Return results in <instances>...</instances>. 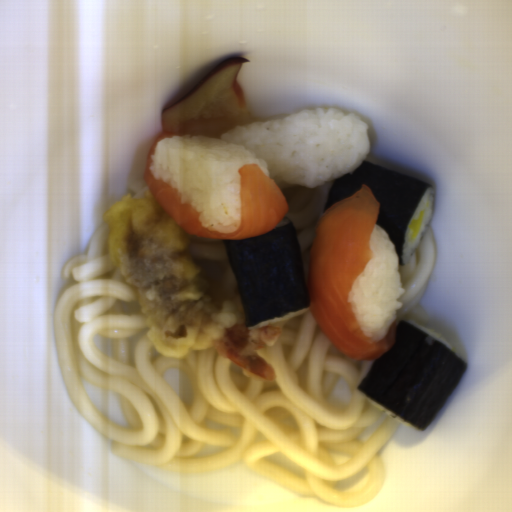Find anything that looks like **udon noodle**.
Masks as SVG:
<instances>
[{
    "label": "udon noodle",
    "instance_id": "udon-noodle-2",
    "mask_svg": "<svg viewBox=\"0 0 512 512\" xmlns=\"http://www.w3.org/2000/svg\"><path fill=\"white\" fill-rule=\"evenodd\" d=\"M435 261L434 238L428 223L410 260L404 265L398 262L397 271L404 292L398 299L402 308L396 311L395 329L401 321H412L425 329L429 317L419 301Z\"/></svg>",
    "mask_w": 512,
    "mask_h": 512
},
{
    "label": "udon noodle",
    "instance_id": "udon-noodle-3",
    "mask_svg": "<svg viewBox=\"0 0 512 512\" xmlns=\"http://www.w3.org/2000/svg\"><path fill=\"white\" fill-rule=\"evenodd\" d=\"M188 236L190 256L203 272L211 291L231 301L243 313L234 271L221 239Z\"/></svg>",
    "mask_w": 512,
    "mask_h": 512
},
{
    "label": "udon noodle",
    "instance_id": "udon-noodle-4",
    "mask_svg": "<svg viewBox=\"0 0 512 512\" xmlns=\"http://www.w3.org/2000/svg\"><path fill=\"white\" fill-rule=\"evenodd\" d=\"M129 191L133 194L132 197H141L150 192L144 179L139 180L135 184L129 186Z\"/></svg>",
    "mask_w": 512,
    "mask_h": 512
},
{
    "label": "udon noodle",
    "instance_id": "udon-noodle-1",
    "mask_svg": "<svg viewBox=\"0 0 512 512\" xmlns=\"http://www.w3.org/2000/svg\"><path fill=\"white\" fill-rule=\"evenodd\" d=\"M335 180V179H334ZM309 188L272 180L297 237L309 307L269 326L280 333L256 350L273 368L270 381L244 375L213 347L168 357L155 349L137 295L113 264L105 222L85 254L65 267L73 278L55 304L53 331L68 396L89 425L125 461L184 474L243 463L255 474L337 508L371 504L386 481L382 446L402 422L358 390L374 361L344 356L326 337L308 291L311 250L333 181ZM110 338L109 358L94 346ZM177 368L190 383L191 407L161 378ZM82 380L119 393L128 426L116 424L89 401ZM350 390L346 406L329 395L338 380ZM387 418L368 441L364 429ZM368 465L361 490L334 484Z\"/></svg>",
    "mask_w": 512,
    "mask_h": 512
}]
</instances>
